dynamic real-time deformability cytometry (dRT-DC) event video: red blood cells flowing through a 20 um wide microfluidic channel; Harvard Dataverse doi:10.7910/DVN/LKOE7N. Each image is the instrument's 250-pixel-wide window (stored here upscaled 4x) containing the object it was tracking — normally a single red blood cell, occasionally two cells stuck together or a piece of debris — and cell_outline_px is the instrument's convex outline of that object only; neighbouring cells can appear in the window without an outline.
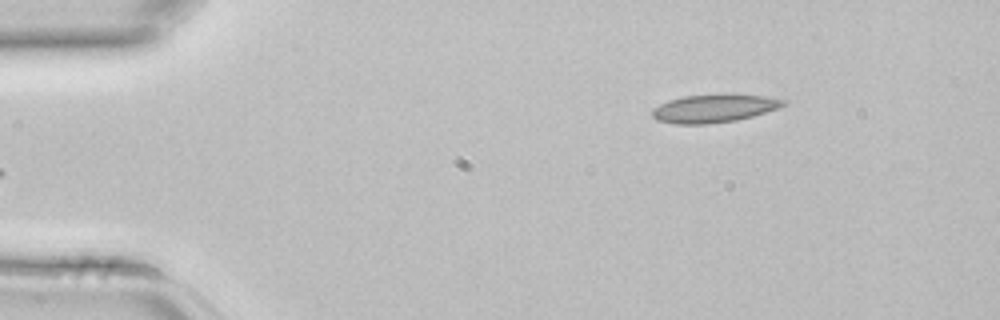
{"species": "common noctule bat (a hibernating species)", "species_latin": "Nyctalus noctula", "temperature_condition": "room temperature", "stored_images_in_passage": 3, "camera_frame_rate_fps": 3000, "um_per_image_px": 0.085, "animal": {"sex": "female", "body_mass_g": 22.7, "forearm_length_mm": 54.2}, "frame": {"image": 1, "passage_image": 3, "time_ms": 0.667, "image_size_px": [1000, 320], "cell_outline_px": [[788, 104], [780, 108], [752, 116], [736, 120], [708, 124], [676, 124], [656, 120], [652, 116], [652, 108], [668, 100], [684, 96], [728, 92], [732, 92], [764, 96], [788, 100]], "centroid_in_image_um": [60.74, 9.18], "position_along_channel_um": 24.3, "area_um2": 22.2}}